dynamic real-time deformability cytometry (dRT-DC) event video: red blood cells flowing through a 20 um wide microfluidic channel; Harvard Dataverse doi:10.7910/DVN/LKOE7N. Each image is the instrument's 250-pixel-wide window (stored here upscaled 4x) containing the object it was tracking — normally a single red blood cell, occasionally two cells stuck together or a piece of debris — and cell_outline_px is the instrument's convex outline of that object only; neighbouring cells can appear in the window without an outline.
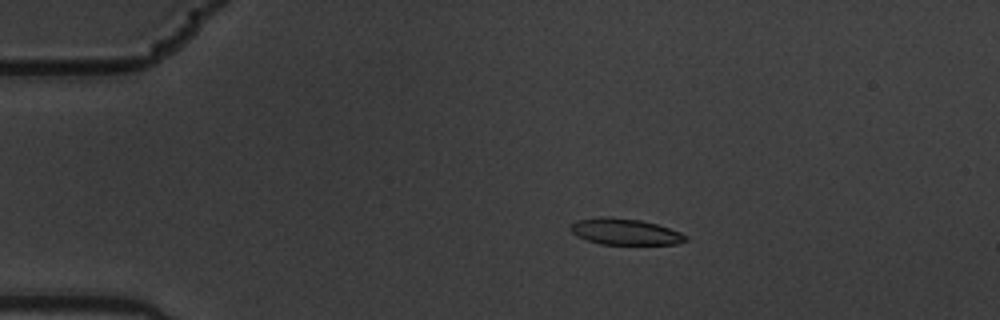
{"species": "common noctule bat (a hibernating species)", "species_latin": "Nyctalus noctula", "temperature_condition": "warm", "stored_images_in_passage": 7, "camera_frame_rate_fps": 3000, "um_per_image_px": 0.085, "animal": {"sex": "male", "body_mass_g": 19.5, "forearm_length_mm": 54.6}, "frame": {"image": 1, "passage_image": 3, "time_ms": 0.667, "image_size_px": [1000, 320], "cell_outline_px": [[688, 240], [676, 244], [600, 244], [576, 236], [568, 228], [576, 220], [600, 216], [608, 216], [640, 220], [656, 224], [680, 232], [688, 236]], "centroid_in_image_um": [53.1, 19.69], "position_along_channel_um": 31.9, "area_um2": 17.63}}
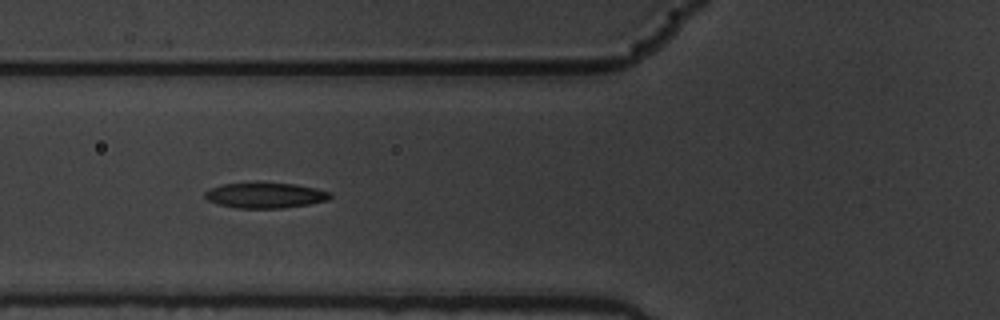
{"frame": {"image": 2, "passage_image": 6, "time_ms": 1.667, "image_size_px": [1000, 320], "cell_outline_px": [[332, 196], [328, 200], [308, 204], [280, 208], [236, 208], [220, 204], [208, 200], [204, 196], [204, 192], [208, 188], [224, 184], [296, 184], [316, 188], [328, 192]], "centroid_in_image_um": [22.53, 16.62], "position_along_channel_um": 103.3, "area_um2": 18.09}}
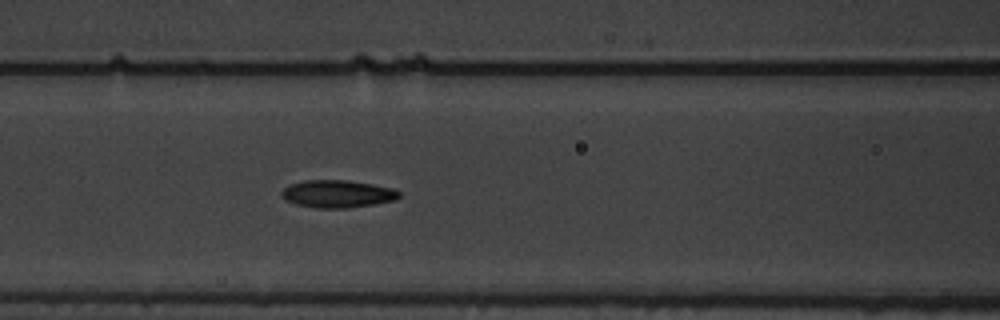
{"frame": {"image": 3, "passage_image": 7, "time_ms": 2.0, "image_size_px": [1000, 320], "cell_outline_px": [[400, 196], [396, 200], [348, 208], [316, 208], [296, 204], [284, 200], [280, 196], [280, 192], [288, 184], [304, 180], [348, 180], [372, 184], [392, 188], [400, 192]], "centroid_in_image_um": [28.63, 16.47], "position_along_channel_um": 138.0, "area_um2": 19.02}}